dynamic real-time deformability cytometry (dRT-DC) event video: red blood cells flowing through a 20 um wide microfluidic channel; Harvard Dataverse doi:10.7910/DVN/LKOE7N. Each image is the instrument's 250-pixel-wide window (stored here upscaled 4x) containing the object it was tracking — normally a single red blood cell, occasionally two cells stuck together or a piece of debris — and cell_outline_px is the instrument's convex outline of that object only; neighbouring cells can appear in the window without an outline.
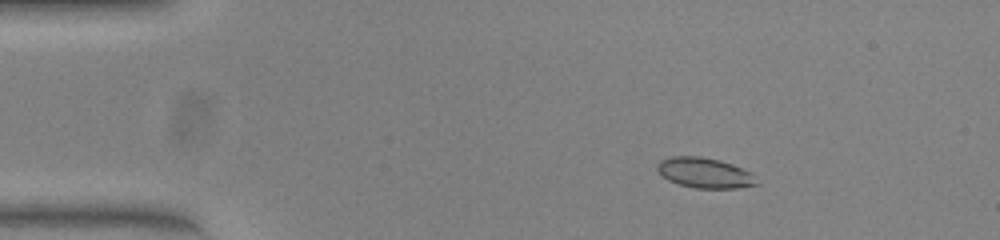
{"species": "common noctule bat (a hibernating species)", "species_latin": "Nyctalus noctula", "temperature_condition": "warm", "stored_images_in_passage": 46, "camera_frame_rate_fps": 3000, "um_per_image_px": 0.085, "animal": {"sex": "female", "body_mass_g": 23.0, "forearm_length_mm": 53.4}, "frame": {"image": 1, "passage_image": 1, "time_ms": 0.0, "image_size_px": [1000, 240], "cell_outline_px": [[760, 184], [736, 188], [696, 188], [680, 184], [668, 180], [656, 168], [656, 164], [660, 160], [672, 156], [700, 156], [720, 160], [732, 164], [748, 172]], "centroid_in_image_um": [59.86, 14.68], "position_along_channel_um": 25.1, "area_um2": 17.28}}
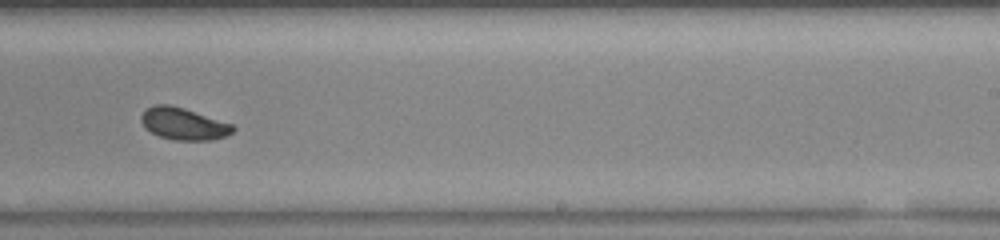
{"frame": {"image": 2, "passage_image": 26, "time_ms": 8.333, "image_size_px": [1000, 240], "cell_outline_px": [[236, 128], [232, 132], [224, 136], [212, 140], [172, 140], [160, 136], [144, 128], [140, 120], [140, 116], [144, 108], [156, 104], [168, 104], [184, 108], [232, 124]], "centroid_in_image_um": [15.55, 10.51], "position_along_channel_um": 273.5, "area_um2": 17.17}}
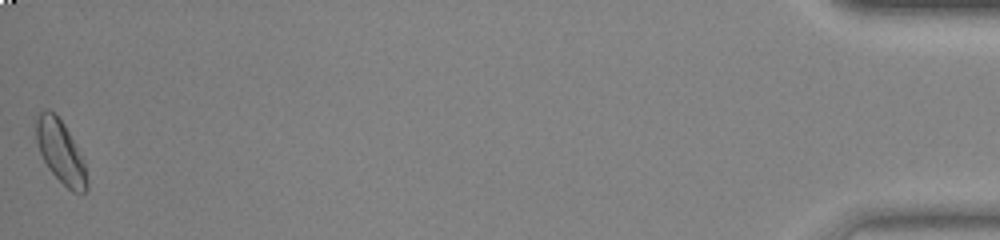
{"frame": {"image": 3, "passage_image": 46, "time_ms": 15.0, "image_size_px": [1000, 240], "cell_outline_px": [[88, 188], [84, 192], [72, 192], [48, 168], [40, 152], [36, 140], [36, 116], [40, 112], [48, 108], [64, 124], [84, 160], [88, 184]], "centroid_in_image_um": [5.15, 12.9], "position_along_channel_um": 430.0, "area_um2": 18.26}}